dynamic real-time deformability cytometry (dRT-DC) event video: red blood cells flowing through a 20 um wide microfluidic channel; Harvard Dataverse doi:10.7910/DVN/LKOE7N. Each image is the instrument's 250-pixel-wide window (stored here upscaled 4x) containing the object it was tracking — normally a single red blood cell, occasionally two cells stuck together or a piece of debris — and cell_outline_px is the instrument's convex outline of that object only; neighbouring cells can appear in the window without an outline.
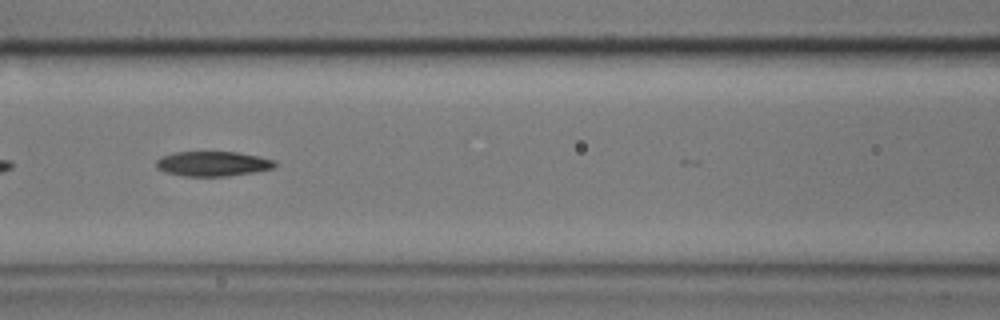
{"species": "common noctule bat (a hibernating species)", "species_latin": "Nyctalus noctula", "temperature_condition": "cold", "stored_images_in_passage": 23, "camera_frame_rate_fps": 3000, "um_per_image_px": 0.085, "animal": {"sex": "male", "body_mass_g": 17.9}, "frame": {"image": 1, "passage_image": 10, "time_ms": 3.0, "image_size_px": [1000, 320], "cell_outline_px": [[276, 164], [272, 168], [256, 172], [228, 176], [184, 176], [164, 172], [156, 168], [156, 160], [160, 156], [172, 152], [236, 152], [276, 160]], "centroid_in_image_um": [18.04, 13.92], "position_along_channel_um": 148.6, "area_um2": 17.28}}
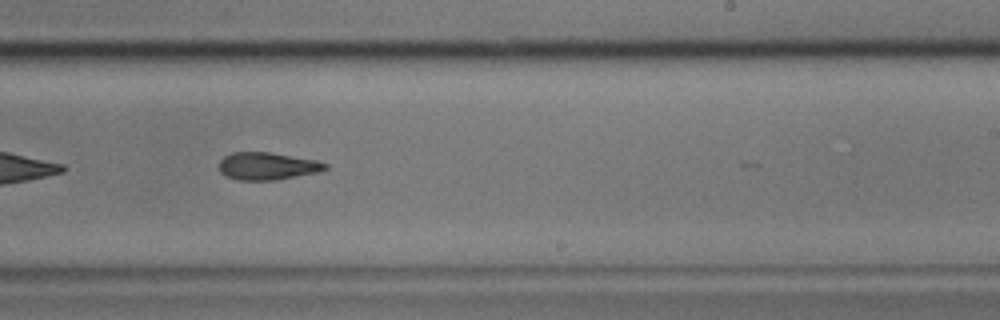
{"frame": {"image": 2, "passage_image": 20, "time_ms": 6.333, "image_size_px": [1000, 320], "cell_outline_px": [[328, 168], [320, 172], [276, 180], [236, 180], [220, 172], [220, 160], [224, 156], [232, 152], [268, 152], [316, 160], [328, 164]], "centroid_in_image_um": [22.74, 14.12], "position_along_channel_um": 266.3, "area_um2": 16.99}}